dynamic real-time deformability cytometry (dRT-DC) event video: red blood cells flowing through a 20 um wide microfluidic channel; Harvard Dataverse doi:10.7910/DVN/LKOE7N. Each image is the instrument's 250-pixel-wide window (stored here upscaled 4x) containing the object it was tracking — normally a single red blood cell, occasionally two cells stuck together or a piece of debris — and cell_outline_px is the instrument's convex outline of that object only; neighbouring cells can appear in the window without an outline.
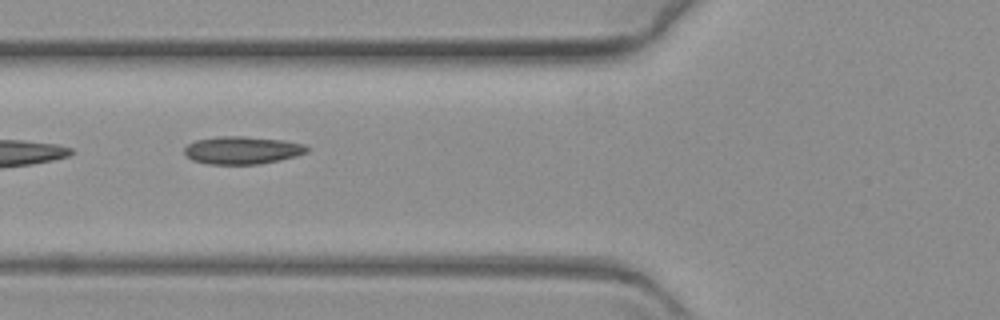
{"species": "common noctule bat (a hibernating species)", "species_latin": "Nyctalus noctula", "temperature_condition": "warm", "stored_images_in_passage": 41, "camera_frame_rate_fps": 3000, "um_per_image_px": 0.085, "animal": {"sex": "female", "body_mass_g": 19.3, "forearm_length_mm": 54.1}, "frame": {"image": 1, "passage_image": 7, "time_ms": 2.0, "image_size_px": [1000, 320], "cell_outline_px": [[308, 152], [296, 156], [280, 160], [260, 164], [208, 164], [192, 160], [184, 152], [184, 148], [188, 144], [196, 140], [216, 136], [244, 136], [284, 140], [304, 144], [308, 148]], "centroid_in_image_um": [20.6, 12.76], "position_along_channel_um": 105.2, "area_um2": 19.88}}
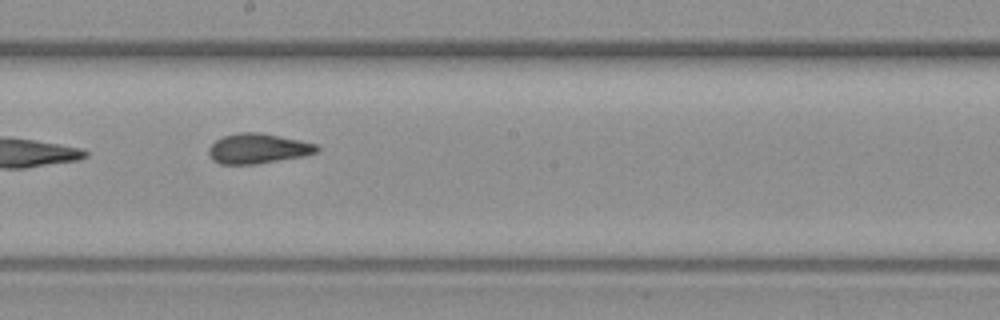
{"frame": {"image": 2, "passage_image": 18, "time_ms": 5.667, "image_size_px": [1000, 320], "cell_outline_px": [[320, 148], [316, 152], [304, 156], [256, 164], [220, 164], [212, 160], [208, 152], [208, 148], [216, 140], [224, 136], [240, 132], [260, 132], [300, 140], [316, 144]], "centroid_in_image_um": [21.91, 12.63], "position_along_channel_um": 226.3, "area_um2": 18.9}}